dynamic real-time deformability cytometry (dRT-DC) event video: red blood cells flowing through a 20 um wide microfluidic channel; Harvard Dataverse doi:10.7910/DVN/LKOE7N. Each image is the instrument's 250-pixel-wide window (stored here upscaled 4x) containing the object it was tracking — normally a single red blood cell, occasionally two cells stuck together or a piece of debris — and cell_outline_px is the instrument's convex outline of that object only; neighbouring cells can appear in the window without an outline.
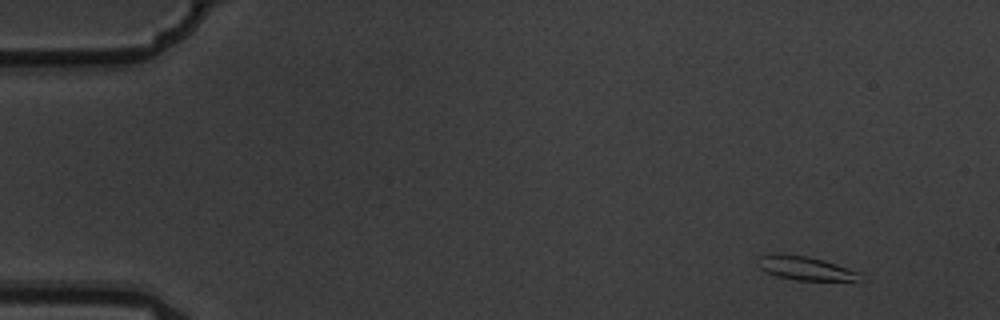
{"species": "common noctule bat (a hibernating species)", "species_latin": "Nyctalus noctula", "temperature_condition": "warm", "stored_images_in_passage": 10, "camera_frame_rate_fps": 3000, "um_per_image_px": 0.085, "animal": {"sex": "male", "body_mass_g": 19.5, "forearm_length_mm": 54.6}, "frame": {"image": 1, "passage_image": 1, "time_ms": 0.0, "image_size_px": [1000, 320], "cell_outline_px": [[868, 280], [796, 280], [776, 276], [764, 272], [756, 264], [760, 256], [776, 252], [808, 256], [824, 260], [860, 272]], "centroid_in_image_um": [68.45, 22.79], "position_along_channel_um": 16.5, "area_um2": 14.51}}
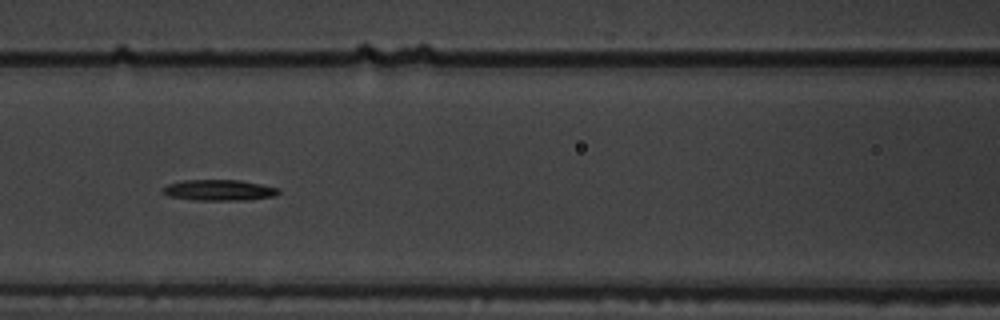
{"frame": {"image": 2, "passage_image": 6, "time_ms": 1.667, "image_size_px": [1000, 320], "cell_outline_px": [[280, 192], [276, 196], [248, 200], [192, 200], [168, 196], [160, 192], [160, 188], [168, 184], [184, 180], [240, 180], [280, 188]], "centroid_in_image_um": [18.59, 16.17], "position_along_channel_um": 148.0, "area_um2": 14.33}}
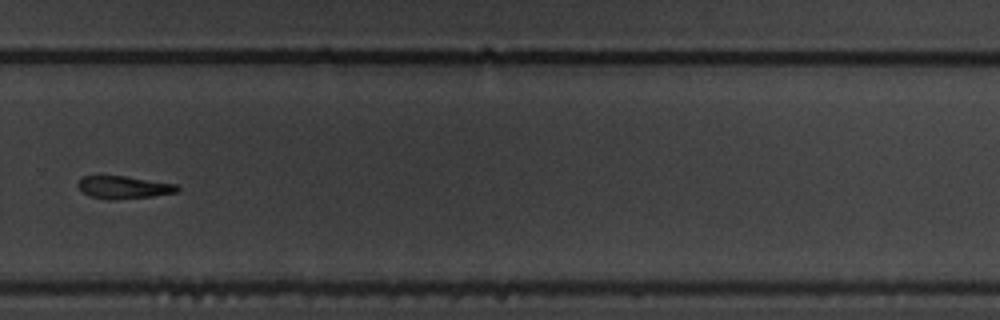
{"frame": {"image": 3, "passage_image": 10, "time_ms": 3.0, "image_size_px": [1000, 320], "cell_outline_px": [[180, 188], [176, 192], [152, 196], [112, 200], [108, 200], [88, 196], [76, 184], [80, 176], [128, 176], [176, 184]], "centroid_in_image_um": [10.48, 15.92], "position_along_channel_um": 319.3, "area_um2": 13.18}}